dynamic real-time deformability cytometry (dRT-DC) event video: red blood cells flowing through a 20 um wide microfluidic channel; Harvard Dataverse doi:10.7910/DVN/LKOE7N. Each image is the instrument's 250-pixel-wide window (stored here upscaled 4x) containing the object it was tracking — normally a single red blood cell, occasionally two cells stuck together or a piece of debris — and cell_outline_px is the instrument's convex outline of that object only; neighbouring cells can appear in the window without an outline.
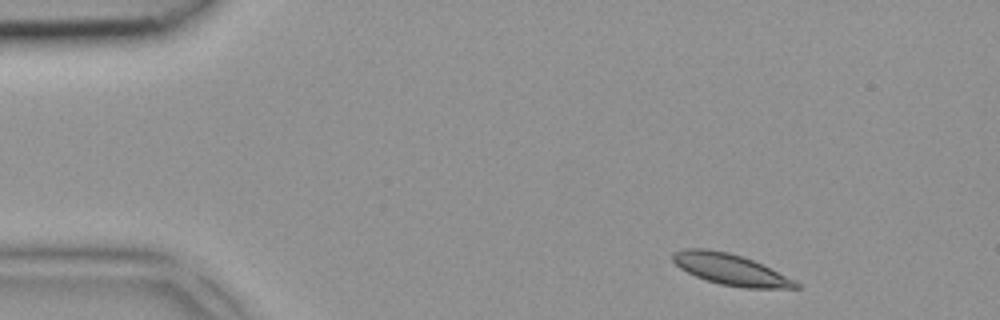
{"species": "common noctule bat (a hibernating species)", "species_latin": "Nyctalus noctula", "temperature_condition": "room temperature", "stored_images_in_passage": 2, "camera_frame_rate_fps": 3000, "um_per_image_px": 0.085, "animal": {"sex": "female", "body_mass_g": 18.4}, "frame": {"image": 1, "passage_image": 1, "time_ms": 0.0, "image_size_px": [1000, 320], "cell_outline_px": [[800, 288], [744, 288], [720, 284], [696, 276], [680, 268], [672, 260], [672, 256], [676, 252], [684, 248], [704, 248], [728, 252], [752, 260], [796, 280], [800, 284]], "centroid_in_image_um": [62.11, 22.91], "position_along_channel_um": 22.9, "area_um2": 22.02}}